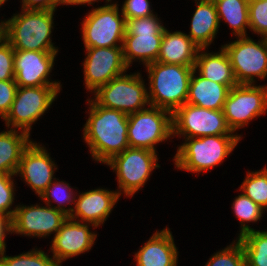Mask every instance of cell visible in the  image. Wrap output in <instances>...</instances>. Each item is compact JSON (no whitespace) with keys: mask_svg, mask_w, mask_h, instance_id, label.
<instances>
[{"mask_svg":"<svg viewBox=\"0 0 267 266\" xmlns=\"http://www.w3.org/2000/svg\"><path fill=\"white\" fill-rule=\"evenodd\" d=\"M87 101L90 112L83 138L93 159L105 164L129 147L128 114L102 107L94 99Z\"/></svg>","mask_w":267,"mask_h":266,"instance_id":"6da1fadb","label":"cell"},{"mask_svg":"<svg viewBox=\"0 0 267 266\" xmlns=\"http://www.w3.org/2000/svg\"><path fill=\"white\" fill-rule=\"evenodd\" d=\"M146 68L150 81L149 104L173 114L186 103L194 66L156 61L147 65Z\"/></svg>","mask_w":267,"mask_h":266,"instance_id":"7a4b0ae2","label":"cell"},{"mask_svg":"<svg viewBox=\"0 0 267 266\" xmlns=\"http://www.w3.org/2000/svg\"><path fill=\"white\" fill-rule=\"evenodd\" d=\"M55 10H26L5 21V39L14 50L58 51L51 40Z\"/></svg>","mask_w":267,"mask_h":266,"instance_id":"3957f363","label":"cell"},{"mask_svg":"<svg viewBox=\"0 0 267 266\" xmlns=\"http://www.w3.org/2000/svg\"><path fill=\"white\" fill-rule=\"evenodd\" d=\"M187 139V140H186ZM240 135H209L185 138L174 156L178 169L200 173L214 168L234 150Z\"/></svg>","mask_w":267,"mask_h":266,"instance_id":"277c9868","label":"cell"},{"mask_svg":"<svg viewBox=\"0 0 267 266\" xmlns=\"http://www.w3.org/2000/svg\"><path fill=\"white\" fill-rule=\"evenodd\" d=\"M157 15L126 20L123 57L127 67L137 58L145 66L158 59L165 27Z\"/></svg>","mask_w":267,"mask_h":266,"instance_id":"5b68a950","label":"cell"},{"mask_svg":"<svg viewBox=\"0 0 267 266\" xmlns=\"http://www.w3.org/2000/svg\"><path fill=\"white\" fill-rule=\"evenodd\" d=\"M94 95V101L98 105L128 115L145 109V105H150L148 91L140 73H124L99 87Z\"/></svg>","mask_w":267,"mask_h":266,"instance_id":"8992f818","label":"cell"},{"mask_svg":"<svg viewBox=\"0 0 267 266\" xmlns=\"http://www.w3.org/2000/svg\"><path fill=\"white\" fill-rule=\"evenodd\" d=\"M157 154L148 149L128 147L123 152L114 155L108 166L116 172L119 189L125 196H133L148 180L152 170L159 168Z\"/></svg>","mask_w":267,"mask_h":266,"instance_id":"52a82bcc","label":"cell"},{"mask_svg":"<svg viewBox=\"0 0 267 266\" xmlns=\"http://www.w3.org/2000/svg\"><path fill=\"white\" fill-rule=\"evenodd\" d=\"M60 88L61 85L17 87L11 109L4 118L7 127L30 134L32 124L52 105Z\"/></svg>","mask_w":267,"mask_h":266,"instance_id":"ba28073f","label":"cell"},{"mask_svg":"<svg viewBox=\"0 0 267 266\" xmlns=\"http://www.w3.org/2000/svg\"><path fill=\"white\" fill-rule=\"evenodd\" d=\"M119 15L118 5L106 4L97 7L82 22V37L85 48L123 46L126 20ZM117 42H121L120 45Z\"/></svg>","mask_w":267,"mask_h":266,"instance_id":"9c48e42d","label":"cell"},{"mask_svg":"<svg viewBox=\"0 0 267 266\" xmlns=\"http://www.w3.org/2000/svg\"><path fill=\"white\" fill-rule=\"evenodd\" d=\"M149 107L128 115V142L129 147L156 152L154 145L173 136L172 113Z\"/></svg>","mask_w":267,"mask_h":266,"instance_id":"30bf717a","label":"cell"},{"mask_svg":"<svg viewBox=\"0 0 267 266\" xmlns=\"http://www.w3.org/2000/svg\"><path fill=\"white\" fill-rule=\"evenodd\" d=\"M222 45L227 52L235 80L238 84H254V77L264 80L267 76V38L255 42L250 37Z\"/></svg>","mask_w":267,"mask_h":266,"instance_id":"8fae6325","label":"cell"},{"mask_svg":"<svg viewBox=\"0 0 267 266\" xmlns=\"http://www.w3.org/2000/svg\"><path fill=\"white\" fill-rule=\"evenodd\" d=\"M173 135L199 138L209 135H234L223 110H211L185 103L172 114Z\"/></svg>","mask_w":267,"mask_h":266,"instance_id":"7c38bea8","label":"cell"},{"mask_svg":"<svg viewBox=\"0 0 267 266\" xmlns=\"http://www.w3.org/2000/svg\"><path fill=\"white\" fill-rule=\"evenodd\" d=\"M267 111V86L237 84L230 89L223 112L229 128L236 131Z\"/></svg>","mask_w":267,"mask_h":266,"instance_id":"4fadbf2b","label":"cell"},{"mask_svg":"<svg viewBox=\"0 0 267 266\" xmlns=\"http://www.w3.org/2000/svg\"><path fill=\"white\" fill-rule=\"evenodd\" d=\"M83 63L86 89L95 92L128 69L123 57V46L86 48Z\"/></svg>","mask_w":267,"mask_h":266,"instance_id":"5bb4252c","label":"cell"},{"mask_svg":"<svg viewBox=\"0 0 267 266\" xmlns=\"http://www.w3.org/2000/svg\"><path fill=\"white\" fill-rule=\"evenodd\" d=\"M12 217V233L33 237H46L56 234L69 217L66 213L53 206H22L15 207Z\"/></svg>","mask_w":267,"mask_h":266,"instance_id":"9a60e30c","label":"cell"},{"mask_svg":"<svg viewBox=\"0 0 267 266\" xmlns=\"http://www.w3.org/2000/svg\"><path fill=\"white\" fill-rule=\"evenodd\" d=\"M58 51L14 50V80L18 87L60 85L48 80Z\"/></svg>","mask_w":267,"mask_h":266,"instance_id":"2e32d148","label":"cell"},{"mask_svg":"<svg viewBox=\"0 0 267 266\" xmlns=\"http://www.w3.org/2000/svg\"><path fill=\"white\" fill-rule=\"evenodd\" d=\"M31 142L24 150L16 175L20 176L40 197L47 186L53 182L56 165L45 147Z\"/></svg>","mask_w":267,"mask_h":266,"instance_id":"e0dca14e","label":"cell"},{"mask_svg":"<svg viewBox=\"0 0 267 266\" xmlns=\"http://www.w3.org/2000/svg\"><path fill=\"white\" fill-rule=\"evenodd\" d=\"M90 223L70 219L62 224L61 228L51 241V252L57 263L89 251L94 244L97 234L89 230Z\"/></svg>","mask_w":267,"mask_h":266,"instance_id":"ac0fdd59","label":"cell"},{"mask_svg":"<svg viewBox=\"0 0 267 266\" xmlns=\"http://www.w3.org/2000/svg\"><path fill=\"white\" fill-rule=\"evenodd\" d=\"M78 196L69 218L75 221L79 218V222L90 223L95 228L106 221L112 208L121 197L118 191L101 188L83 192Z\"/></svg>","mask_w":267,"mask_h":266,"instance_id":"d6986e66","label":"cell"},{"mask_svg":"<svg viewBox=\"0 0 267 266\" xmlns=\"http://www.w3.org/2000/svg\"><path fill=\"white\" fill-rule=\"evenodd\" d=\"M134 258L137 266H176L178 251L169 228L156 231Z\"/></svg>","mask_w":267,"mask_h":266,"instance_id":"ffe728a7","label":"cell"},{"mask_svg":"<svg viewBox=\"0 0 267 266\" xmlns=\"http://www.w3.org/2000/svg\"><path fill=\"white\" fill-rule=\"evenodd\" d=\"M199 47L191 38L181 32L164 29L157 62L184 66H195Z\"/></svg>","mask_w":267,"mask_h":266,"instance_id":"44dd1931","label":"cell"},{"mask_svg":"<svg viewBox=\"0 0 267 266\" xmlns=\"http://www.w3.org/2000/svg\"><path fill=\"white\" fill-rule=\"evenodd\" d=\"M194 74L196 70H193L190 78L186 103L211 110H223L230 88Z\"/></svg>","mask_w":267,"mask_h":266,"instance_id":"7402d4cb","label":"cell"},{"mask_svg":"<svg viewBox=\"0 0 267 266\" xmlns=\"http://www.w3.org/2000/svg\"><path fill=\"white\" fill-rule=\"evenodd\" d=\"M199 49L195 60L194 70L207 80L228 86L230 89L238 83L235 80L232 65L227 52L221 47L218 53L202 52ZM202 52V53H200Z\"/></svg>","mask_w":267,"mask_h":266,"instance_id":"603a6c76","label":"cell"},{"mask_svg":"<svg viewBox=\"0 0 267 266\" xmlns=\"http://www.w3.org/2000/svg\"><path fill=\"white\" fill-rule=\"evenodd\" d=\"M196 4L197 8L191 19L188 36L200 49H206L219 30L217 8L214 2H197Z\"/></svg>","mask_w":267,"mask_h":266,"instance_id":"cb8c5ba5","label":"cell"},{"mask_svg":"<svg viewBox=\"0 0 267 266\" xmlns=\"http://www.w3.org/2000/svg\"><path fill=\"white\" fill-rule=\"evenodd\" d=\"M19 132L11 128L0 133V173L16 175L22 154L32 142L29 133Z\"/></svg>","mask_w":267,"mask_h":266,"instance_id":"d4e9b609","label":"cell"},{"mask_svg":"<svg viewBox=\"0 0 267 266\" xmlns=\"http://www.w3.org/2000/svg\"><path fill=\"white\" fill-rule=\"evenodd\" d=\"M219 23L224 19L237 37L246 36L249 27V0H214Z\"/></svg>","mask_w":267,"mask_h":266,"instance_id":"484cf974","label":"cell"},{"mask_svg":"<svg viewBox=\"0 0 267 266\" xmlns=\"http://www.w3.org/2000/svg\"><path fill=\"white\" fill-rule=\"evenodd\" d=\"M246 266H267V231L252 230L238 238Z\"/></svg>","mask_w":267,"mask_h":266,"instance_id":"4316f807","label":"cell"},{"mask_svg":"<svg viewBox=\"0 0 267 266\" xmlns=\"http://www.w3.org/2000/svg\"><path fill=\"white\" fill-rule=\"evenodd\" d=\"M240 190L262 209L267 210V169L248 172Z\"/></svg>","mask_w":267,"mask_h":266,"instance_id":"83f0119b","label":"cell"},{"mask_svg":"<svg viewBox=\"0 0 267 266\" xmlns=\"http://www.w3.org/2000/svg\"><path fill=\"white\" fill-rule=\"evenodd\" d=\"M233 211L241 223V230L238 237H241L247 232L254 230L245 222H256L261 219L264 209L254 203L244 193L238 195L233 202Z\"/></svg>","mask_w":267,"mask_h":266,"instance_id":"f1b7e54d","label":"cell"},{"mask_svg":"<svg viewBox=\"0 0 267 266\" xmlns=\"http://www.w3.org/2000/svg\"><path fill=\"white\" fill-rule=\"evenodd\" d=\"M73 188L69 186L68 183L63 181H54L51 182L45 191L41 194L40 198L47 205L51 206V198L54 202H58V206H54L55 209L60 210L66 213L68 216L73 211V208H63L65 204L71 205V203H75L76 196H73V192L71 191ZM75 197V198H74Z\"/></svg>","mask_w":267,"mask_h":266,"instance_id":"f546056e","label":"cell"},{"mask_svg":"<svg viewBox=\"0 0 267 266\" xmlns=\"http://www.w3.org/2000/svg\"><path fill=\"white\" fill-rule=\"evenodd\" d=\"M6 250L0 252V266H60L55 258L42 250L32 249L18 256H6Z\"/></svg>","mask_w":267,"mask_h":266,"instance_id":"4dcf8cb0","label":"cell"},{"mask_svg":"<svg viewBox=\"0 0 267 266\" xmlns=\"http://www.w3.org/2000/svg\"><path fill=\"white\" fill-rule=\"evenodd\" d=\"M205 266H246L245 253L241 243L237 240L225 249L216 252L209 258Z\"/></svg>","mask_w":267,"mask_h":266,"instance_id":"1f68e13d","label":"cell"},{"mask_svg":"<svg viewBox=\"0 0 267 266\" xmlns=\"http://www.w3.org/2000/svg\"><path fill=\"white\" fill-rule=\"evenodd\" d=\"M249 29L267 38V0H249Z\"/></svg>","mask_w":267,"mask_h":266,"instance_id":"d6a6232c","label":"cell"},{"mask_svg":"<svg viewBox=\"0 0 267 266\" xmlns=\"http://www.w3.org/2000/svg\"><path fill=\"white\" fill-rule=\"evenodd\" d=\"M12 174L0 173V214L13 217L15 210H11L14 202V182Z\"/></svg>","mask_w":267,"mask_h":266,"instance_id":"836d02e7","label":"cell"},{"mask_svg":"<svg viewBox=\"0 0 267 266\" xmlns=\"http://www.w3.org/2000/svg\"><path fill=\"white\" fill-rule=\"evenodd\" d=\"M14 49L5 39L0 43V81L14 80Z\"/></svg>","mask_w":267,"mask_h":266,"instance_id":"e575fe53","label":"cell"},{"mask_svg":"<svg viewBox=\"0 0 267 266\" xmlns=\"http://www.w3.org/2000/svg\"><path fill=\"white\" fill-rule=\"evenodd\" d=\"M121 10L125 20L154 15L148 0H125Z\"/></svg>","mask_w":267,"mask_h":266,"instance_id":"d590c367","label":"cell"},{"mask_svg":"<svg viewBox=\"0 0 267 266\" xmlns=\"http://www.w3.org/2000/svg\"><path fill=\"white\" fill-rule=\"evenodd\" d=\"M17 87L15 80L0 81V117L3 119L11 109Z\"/></svg>","mask_w":267,"mask_h":266,"instance_id":"8d00e7d4","label":"cell"},{"mask_svg":"<svg viewBox=\"0 0 267 266\" xmlns=\"http://www.w3.org/2000/svg\"><path fill=\"white\" fill-rule=\"evenodd\" d=\"M61 3L58 0H22V9L26 10H55Z\"/></svg>","mask_w":267,"mask_h":266,"instance_id":"74e56055","label":"cell"},{"mask_svg":"<svg viewBox=\"0 0 267 266\" xmlns=\"http://www.w3.org/2000/svg\"><path fill=\"white\" fill-rule=\"evenodd\" d=\"M12 233V218L10 216L0 214V252L6 249L5 237L8 233Z\"/></svg>","mask_w":267,"mask_h":266,"instance_id":"f35d334b","label":"cell"},{"mask_svg":"<svg viewBox=\"0 0 267 266\" xmlns=\"http://www.w3.org/2000/svg\"><path fill=\"white\" fill-rule=\"evenodd\" d=\"M98 0H70L67 5H83V4H89V5H92L93 3L92 2H96ZM107 3H109V1L111 0H106Z\"/></svg>","mask_w":267,"mask_h":266,"instance_id":"ab89813d","label":"cell"},{"mask_svg":"<svg viewBox=\"0 0 267 266\" xmlns=\"http://www.w3.org/2000/svg\"><path fill=\"white\" fill-rule=\"evenodd\" d=\"M5 40V21L0 23V43Z\"/></svg>","mask_w":267,"mask_h":266,"instance_id":"60d3db41","label":"cell"},{"mask_svg":"<svg viewBox=\"0 0 267 266\" xmlns=\"http://www.w3.org/2000/svg\"><path fill=\"white\" fill-rule=\"evenodd\" d=\"M58 1L61 3V5H62V4L65 5V4H67L70 0H58Z\"/></svg>","mask_w":267,"mask_h":266,"instance_id":"b9f144b4","label":"cell"},{"mask_svg":"<svg viewBox=\"0 0 267 266\" xmlns=\"http://www.w3.org/2000/svg\"><path fill=\"white\" fill-rule=\"evenodd\" d=\"M195 1H196V2H198V1H199V3H200V2H214V0H198V1H197V0H195Z\"/></svg>","mask_w":267,"mask_h":266,"instance_id":"7bdbcfd3","label":"cell"},{"mask_svg":"<svg viewBox=\"0 0 267 266\" xmlns=\"http://www.w3.org/2000/svg\"><path fill=\"white\" fill-rule=\"evenodd\" d=\"M7 0H0V6L4 4Z\"/></svg>","mask_w":267,"mask_h":266,"instance_id":"ee69618b","label":"cell"}]
</instances>
